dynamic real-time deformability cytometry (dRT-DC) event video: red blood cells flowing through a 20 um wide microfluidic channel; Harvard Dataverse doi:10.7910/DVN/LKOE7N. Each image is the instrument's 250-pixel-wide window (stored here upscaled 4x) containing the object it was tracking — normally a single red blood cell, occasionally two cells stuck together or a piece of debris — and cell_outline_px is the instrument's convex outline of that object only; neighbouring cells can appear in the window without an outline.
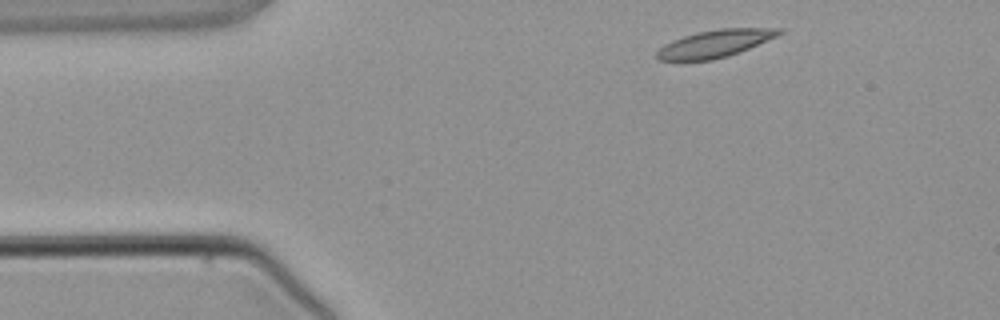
{"species": "common noctule bat (a hibernating species)", "species_latin": "Nyctalus noctula", "temperature_condition": "warm", "stored_images_in_passage": 3, "camera_frame_rate_fps": 3000, "um_per_image_px": 0.085, "animal": {"sex": "male", "body_mass_g": 21.5, "forearm_length_mm": 52.0}, "frame": {"image": 1, "passage_image": 1, "time_ms": 0.0, "image_size_px": [1000, 320], "cell_outline_px": [[784, 32], [776, 36], [740, 52], [728, 56], [712, 60], [656, 60], [656, 52], [664, 44], [672, 40], [696, 32], [720, 28], [784, 28]], "centroid_in_image_um": [60.77, 3.7], "position_along_channel_um": 24.2, "area_um2": 19.48}}
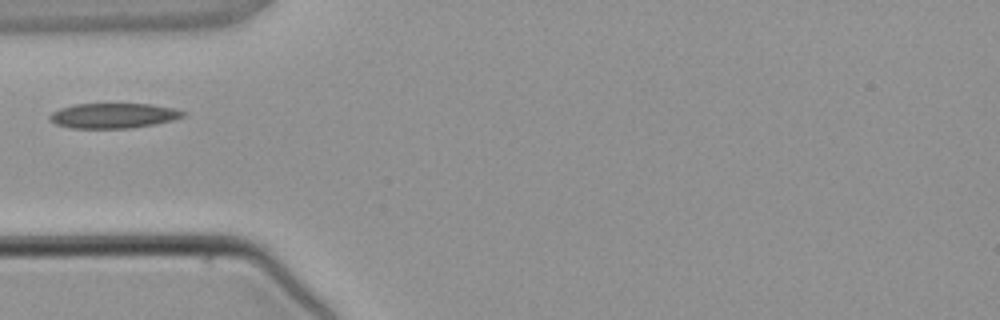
{"frame": {"image": 2, "passage_image": 3, "time_ms": 2.333, "image_size_px": [1000, 320], "cell_outline_px": [[188, 112], [184, 116], [172, 120], [156, 124], [132, 128], [72, 128], [56, 124], [48, 120], [48, 116], [52, 112], [60, 108], [76, 104], [152, 104], [172, 108]], "centroid_in_image_um": [9.64, 9.83], "position_along_channel_um": 75.4, "area_um2": 19.54}}